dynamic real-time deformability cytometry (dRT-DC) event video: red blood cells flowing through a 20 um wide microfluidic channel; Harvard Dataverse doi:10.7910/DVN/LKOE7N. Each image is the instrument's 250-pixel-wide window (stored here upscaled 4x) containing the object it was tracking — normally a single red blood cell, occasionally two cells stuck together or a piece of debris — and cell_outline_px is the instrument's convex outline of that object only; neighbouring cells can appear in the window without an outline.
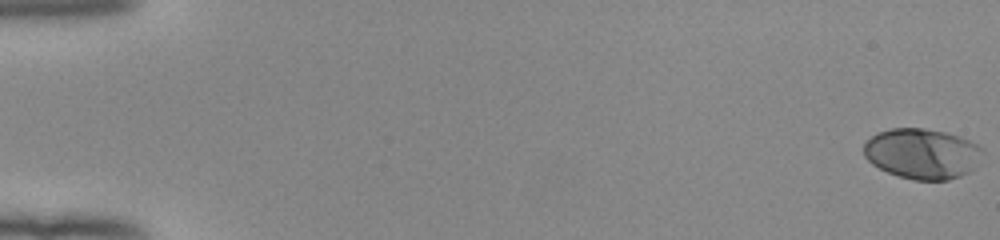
{"species": "human", "species_latin": "Homo sapiens", "temperature_condition": "room temperature", "stored_images_in_passage": 54, "camera_frame_rate_fps": 3000, "um_per_image_px": 0.085, "donor": {"sex": "female"}, "frame": {"image": 1, "passage_image": 1, "time_ms": 0.0, "image_size_px": [1000, 240], "cell_outline_px": [[984, 152], [976, 168], [960, 176], [948, 180], [912, 180], [888, 172], [872, 164], [864, 156], [864, 144], [876, 132], [892, 128], [924, 128], [944, 132], [960, 136], [984, 148]], "centroid_in_image_um": [78.41, 13.06], "position_along_channel_um": 6.6, "area_um2": 35.08}}
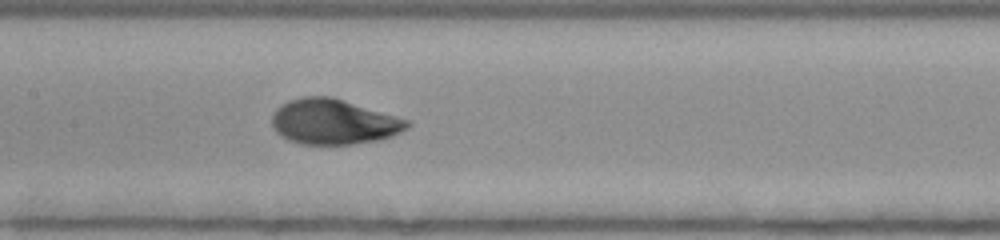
{"frame": {"image": 2, "passage_image": 28, "time_ms": 9.0, "image_size_px": [1000, 240], "cell_outline_px": [[412, 124], [408, 128], [392, 136], [380, 140], [352, 144], [300, 144], [288, 140], [280, 136], [272, 128], [272, 116], [276, 108], [280, 104], [288, 100], [304, 96], [332, 96], [396, 116], [408, 120]], "centroid_in_image_um": [28.33, 10.35], "position_along_channel_um": 179.1, "area_um2": 35.89}}
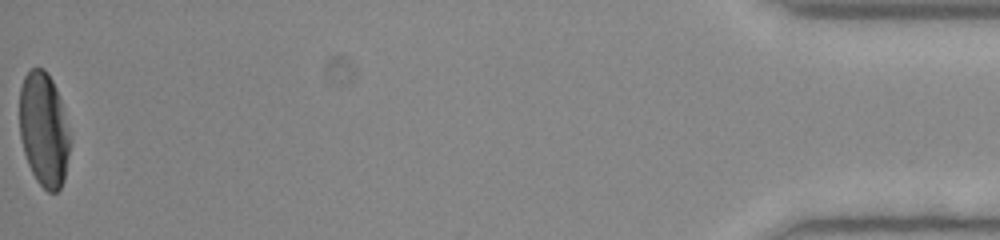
{"frame": {"image": 3, "passage_image": 54, "time_ms": 17.667, "image_size_px": [1000, 240], "cell_outline_px": [[68, 152], [64, 180], [60, 188], [56, 192], [48, 192], [36, 180], [28, 164], [24, 152], [20, 136], [20, 88], [24, 76], [32, 68], [44, 68], [52, 80], [56, 88], [60, 100], [68, 136]], "centroid_in_image_um": [3.69, 11.0], "position_along_channel_um": 431.5, "area_um2": 32.83}, "authors_computed_cell_mechanics": {"area_um2": 34.7667, "velocity_mm_per_s": 3.9537, "shape_relaxation_time_tau1_ms": 3.1551, "shape_relaxation_time_tau2_ms": 0.6246, "deformation_change_tau1": 0.1658, "deformation_change_tau2": 0.043}}